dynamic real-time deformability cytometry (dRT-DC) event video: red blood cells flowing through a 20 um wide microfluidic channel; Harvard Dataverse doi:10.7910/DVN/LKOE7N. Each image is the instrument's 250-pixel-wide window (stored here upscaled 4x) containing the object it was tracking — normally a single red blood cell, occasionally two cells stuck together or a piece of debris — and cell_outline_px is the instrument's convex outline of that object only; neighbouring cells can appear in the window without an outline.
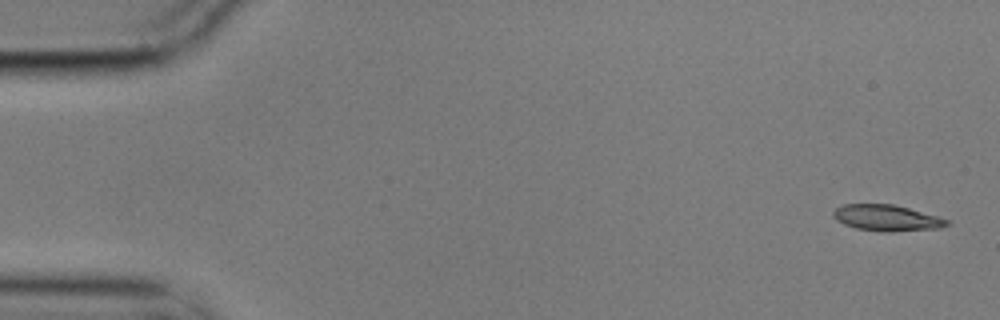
{"species": "common noctule bat (a hibernating species)", "species_latin": "Nyctalus noctula", "temperature_condition": "cold", "stored_images_in_passage": 6, "camera_frame_rate_fps": 3000, "um_per_image_px": 0.085, "animal": {"sex": "male", "body_mass_g": 17.9}, "frame": {"image": 1, "passage_image": 1, "time_ms": 0.0, "image_size_px": [1000, 320], "cell_outline_px": [[952, 224], [940, 228], [892, 232], [880, 232], [856, 228], [844, 224], [836, 220], [832, 216], [832, 212], [836, 208], [844, 204], [892, 204], [908, 208], [936, 216], [948, 220]], "centroid_in_image_um": [75.36, 18.53], "position_along_channel_um": 9.6, "area_um2": 17.34}}